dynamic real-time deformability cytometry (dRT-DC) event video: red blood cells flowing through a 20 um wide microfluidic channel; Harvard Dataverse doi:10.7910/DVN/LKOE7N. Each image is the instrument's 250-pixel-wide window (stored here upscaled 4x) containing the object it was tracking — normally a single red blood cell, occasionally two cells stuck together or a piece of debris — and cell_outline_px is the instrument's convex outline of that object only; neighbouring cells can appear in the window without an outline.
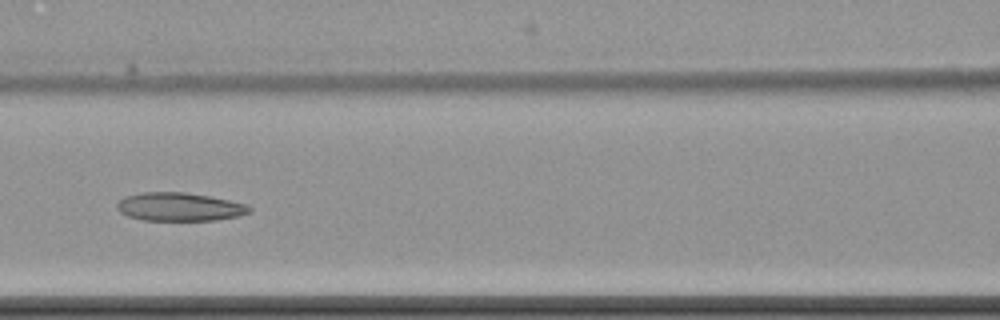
{"species": "common noctule bat (a hibernating species)", "species_latin": "Nyctalus noctula", "temperature_condition": "cold", "stored_images_in_passage": 10, "camera_frame_rate_fps": 3000, "um_per_image_px": 0.085, "animal": {"sex": "female", "body_mass_g": 22.7, "forearm_length_mm": 54.2}, "frame": {"image": 1, "passage_image": 9, "time_ms": 9.333, "image_size_px": [1000, 320], "cell_outline_px": [[252, 212], [240, 216], [216, 220], [144, 220], [128, 216], [120, 212], [116, 208], [116, 204], [124, 196], [144, 192], [184, 192], [208, 196], [248, 204], [252, 208]], "centroid_in_image_um": [15.28, 17.58], "position_along_channel_um": 151.3, "area_um2": 21.96}}
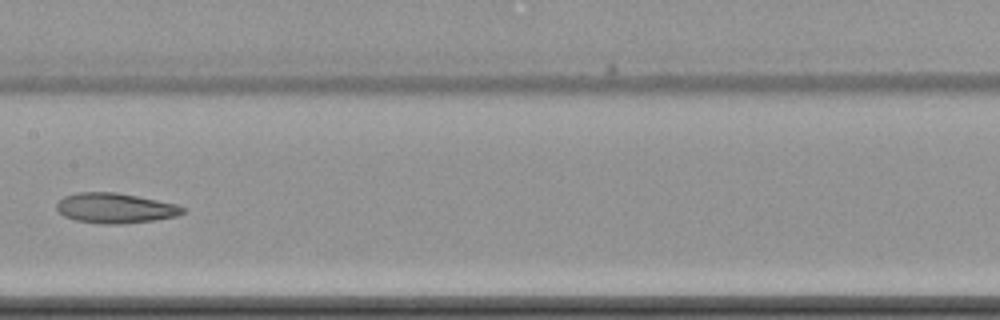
{"frame": {"image": 2, "passage_image": 10, "time_ms": 10.667, "image_size_px": [1000, 320], "cell_outline_px": [[184, 212], [176, 216], [152, 220], [120, 224], [100, 224], [76, 220], [64, 216], [56, 208], [56, 204], [64, 196], [76, 192], [116, 192], [176, 204], [184, 208]], "centroid_in_image_um": [9.75, 17.69], "position_along_channel_um": 197.7, "area_um2": 21.91}}